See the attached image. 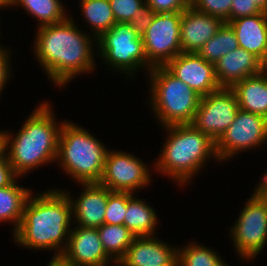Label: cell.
<instances>
[{"label": "cell", "mask_w": 267, "mask_h": 266, "mask_svg": "<svg viewBox=\"0 0 267 266\" xmlns=\"http://www.w3.org/2000/svg\"><path fill=\"white\" fill-rule=\"evenodd\" d=\"M35 30L31 51L55 88H66L75 78L98 69L97 39L77 25L71 12L64 21Z\"/></svg>", "instance_id": "cell-1"}, {"label": "cell", "mask_w": 267, "mask_h": 266, "mask_svg": "<svg viewBox=\"0 0 267 266\" xmlns=\"http://www.w3.org/2000/svg\"><path fill=\"white\" fill-rule=\"evenodd\" d=\"M39 192L29 195L20 225L10 234L11 241L19 248L51 252V259H59L73 227L72 204L60 187Z\"/></svg>", "instance_id": "cell-2"}, {"label": "cell", "mask_w": 267, "mask_h": 266, "mask_svg": "<svg viewBox=\"0 0 267 266\" xmlns=\"http://www.w3.org/2000/svg\"><path fill=\"white\" fill-rule=\"evenodd\" d=\"M42 101L27 116L20 129L14 132L10 129L6 131V128L4 130L6 155L18 177L24 178L33 170L56 164L64 121L56 118L51 99Z\"/></svg>", "instance_id": "cell-3"}, {"label": "cell", "mask_w": 267, "mask_h": 266, "mask_svg": "<svg viewBox=\"0 0 267 266\" xmlns=\"http://www.w3.org/2000/svg\"><path fill=\"white\" fill-rule=\"evenodd\" d=\"M160 128L166 135L159 154H156L158 157L153 160V169L157 175L172 181L177 188H188L196 175L204 172L212 160L216 165L222 164L217 156L216 142L192 124Z\"/></svg>", "instance_id": "cell-4"}, {"label": "cell", "mask_w": 267, "mask_h": 266, "mask_svg": "<svg viewBox=\"0 0 267 266\" xmlns=\"http://www.w3.org/2000/svg\"><path fill=\"white\" fill-rule=\"evenodd\" d=\"M87 128L64 119L61 127L56 166L75 184L98 183L110 147ZM70 177V178H69Z\"/></svg>", "instance_id": "cell-5"}, {"label": "cell", "mask_w": 267, "mask_h": 266, "mask_svg": "<svg viewBox=\"0 0 267 266\" xmlns=\"http://www.w3.org/2000/svg\"><path fill=\"white\" fill-rule=\"evenodd\" d=\"M147 104L157 125L191 124L201 96L174 76L165 66L153 67L147 74Z\"/></svg>", "instance_id": "cell-6"}, {"label": "cell", "mask_w": 267, "mask_h": 266, "mask_svg": "<svg viewBox=\"0 0 267 266\" xmlns=\"http://www.w3.org/2000/svg\"><path fill=\"white\" fill-rule=\"evenodd\" d=\"M97 58L112 75H125L127 80L135 79L139 72L147 74L143 38L129 23L116 22L97 39Z\"/></svg>", "instance_id": "cell-7"}, {"label": "cell", "mask_w": 267, "mask_h": 266, "mask_svg": "<svg viewBox=\"0 0 267 266\" xmlns=\"http://www.w3.org/2000/svg\"><path fill=\"white\" fill-rule=\"evenodd\" d=\"M240 208L236 221L230 225L231 239L237 260L251 264L267 245V205L253 191Z\"/></svg>", "instance_id": "cell-8"}, {"label": "cell", "mask_w": 267, "mask_h": 266, "mask_svg": "<svg viewBox=\"0 0 267 266\" xmlns=\"http://www.w3.org/2000/svg\"><path fill=\"white\" fill-rule=\"evenodd\" d=\"M146 163L134 153L109 148L104 164L100 185L110 191L139 193L146 190L154 181V166ZM147 187V188H146ZM145 188V189H144Z\"/></svg>", "instance_id": "cell-9"}, {"label": "cell", "mask_w": 267, "mask_h": 266, "mask_svg": "<svg viewBox=\"0 0 267 266\" xmlns=\"http://www.w3.org/2000/svg\"><path fill=\"white\" fill-rule=\"evenodd\" d=\"M267 146V118L239 108L233 123L216 141L217 156L222 163L236 159L238 154Z\"/></svg>", "instance_id": "cell-10"}, {"label": "cell", "mask_w": 267, "mask_h": 266, "mask_svg": "<svg viewBox=\"0 0 267 266\" xmlns=\"http://www.w3.org/2000/svg\"><path fill=\"white\" fill-rule=\"evenodd\" d=\"M182 12L155 13L153 21L142 35L147 57V73L156 66H165L182 53L180 19Z\"/></svg>", "instance_id": "cell-11"}, {"label": "cell", "mask_w": 267, "mask_h": 266, "mask_svg": "<svg viewBox=\"0 0 267 266\" xmlns=\"http://www.w3.org/2000/svg\"><path fill=\"white\" fill-rule=\"evenodd\" d=\"M238 110L234 92L230 88H221L201 97L191 124L216 142L233 123Z\"/></svg>", "instance_id": "cell-12"}, {"label": "cell", "mask_w": 267, "mask_h": 266, "mask_svg": "<svg viewBox=\"0 0 267 266\" xmlns=\"http://www.w3.org/2000/svg\"><path fill=\"white\" fill-rule=\"evenodd\" d=\"M59 259L70 266H117L104 251L97 228L77 225H73Z\"/></svg>", "instance_id": "cell-13"}, {"label": "cell", "mask_w": 267, "mask_h": 266, "mask_svg": "<svg viewBox=\"0 0 267 266\" xmlns=\"http://www.w3.org/2000/svg\"><path fill=\"white\" fill-rule=\"evenodd\" d=\"M165 67L201 97L221 89L216 79L215 64L197 53H180Z\"/></svg>", "instance_id": "cell-14"}, {"label": "cell", "mask_w": 267, "mask_h": 266, "mask_svg": "<svg viewBox=\"0 0 267 266\" xmlns=\"http://www.w3.org/2000/svg\"><path fill=\"white\" fill-rule=\"evenodd\" d=\"M177 261L176 244L166 242L158 235L135 236L117 266H177Z\"/></svg>", "instance_id": "cell-15"}, {"label": "cell", "mask_w": 267, "mask_h": 266, "mask_svg": "<svg viewBox=\"0 0 267 266\" xmlns=\"http://www.w3.org/2000/svg\"><path fill=\"white\" fill-rule=\"evenodd\" d=\"M77 185H81L78 196H74L69 189L61 188L70 198L73 224L84 228H99L104 224L108 194L111 191L99 183H77Z\"/></svg>", "instance_id": "cell-16"}, {"label": "cell", "mask_w": 267, "mask_h": 266, "mask_svg": "<svg viewBox=\"0 0 267 266\" xmlns=\"http://www.w3.org/2000/svg\"><path fill=\"white\" fill-rule=\"evenodd\" d=\"M223 21L187 7L180 19V46L182 53H197L223 25Z\"/></svg>", "instance_id": "cell-17"}, {"label": "cell", "mask_w": 267, "mask_h": 266, "mask_svg": "<svg viewBox=\"0 0 267 266\" xmlns=\"http://www.w3.org/2000/svg\"><path fill=\"white\" fill-rule=\"evenodd\" d=\"M216 79L221 88H231L235 83L261 73L259 58L238 47L215 63Z\"/></svg>", "instance_id": "cell-18"}, {"label": "cell", "mask_w": 267, "mask_h": 266, "mask_svg": "<svg viewBox=\"0 0 267 266\" xmlns=\"http://www.w3.org/2000/svg\"><path fill=\"white\" fill-rule=\"evenodd\" d=\"M227 23L234 30L239 47L260 59L267 45V12L241 17Z\"/></svg>", "instance_id": "cell-19"}, {"label": "cell", "mask_w": 267, "mask_h": 266, "mask_svg": "<svg viewBox=\"0 0 267 266\" xmlns=\"http://www.w3.org/2000/svg\"><path fill=\"white\" fill-rule=\"evenodd\" d=\"M239 108L267 118V74L259 73L235 83L230 88Z\"/></svg>", "instance_id": "cell-20"}, {"label": "cell", "mask_w": 267, "mask_h": 266, "mask_svg": "<svg viewBox=\"0 0 267 266\" xmlns=\"http://www.w3.org/2000/svg\"><path fill=\"white\" fill-rule=\"evenodd\" d=\"M137 195V196H136ZM138 193L128 192L127 212L124 217V225L135 236H153L161 228V222L154 206L143 198H138ZM160 223V224H159Z\"/></svg>", "instance_id": "cell-21"}, {"label": "cell", "mask_w": 267, "mask_h": 266, "mask_svg": "<svg viewBox=\"0 0 267 266\" xmlns=\"http://www.w3.org/2000/svg\"><path fill=\"white\" fill-rule=\"evenodd\" d=\"M63 0H8V8H16L33 18L37 24L35 28L52 25L64 21L70 16V11ZM15 7V8H14ZM20 7V8H19ZM67 7V8H66Z\"/></svg>", "instance_id": "cell-22"}, {"label": "cell", "mask_w": 267, "mask_h": 266, "mask_svg": "<svg viewBox=\"0 0 267 266\" xmlns=\"http://www.w3.org/2000/svg\"><path fill=\"white\" fill-rule=\"evenodd\" d=\"M23 177H17L9 186L0 188V224L9 223L11 234L18 228L23 216L24 205L33 192L30 187L19 184Z\"/></svg>", "instance_id": "cell-23"}, {"label": "cell", "mask_w": 267, "mask_h": 266, "mask_svg": "<svg viewBox=\"0 0 267 266\" xmlns=\"http://www.w3.org/2000/svg\"><path fill=\"white\" fill-rule=\"evenodd\" d=\"M80 18L90 32L98 39L116 23L109 0H79Z\"/></svg>", "instance_id": "cell-24"}, {"label": "cell", "mask_w": 267, "mask_h": 266, "mask_svg": "<svg viewBox=\"0 0 267 266\" xmlns=\"http://www.w3.org/2000/svg\"><path fill=\"white\" fill-rule=\"evenodd\" d=\"M190 241L183 246L178 245L177 266H229L216 248L212 249L200 241Z\"/></svg>", "instance_id": "cell-25"}, {"label": "cell", "mask_w": 267, "mask_h": 266, "mask_svg": "<svg viewBox=\"0 0 267 266\" xmlns=\"http://www.w3.org/2000/svg\"><path fill=\"white\" fill-rule=\"evenodd\" d=\"M106 254L116 263L125 256L135 235L125 225L103 224L97 228Z\"/></svg>", "instance_id": "cell-26"}, {"label": "cell", "mask_w": 267, "mask_h": 266, "mask_svg": "<svg viewBox=\"0 0 267 266\" xmlns=\"http://www.w3.org/2000/svg\"><path fill=\"white\" fill-rule=\"evenodd\" d=\"M238 47L234 30L224 22L217 33L198 50L197 54L207 62L215 64L222 56Z\"/></svg>", "instance_id": "cell-27"}, {"label": "cell", "mask_w": 267, "mask_h": 266, "mask_svg": "<svg viewBox=\"0 0 267 266\" xmlns=\"http://www.w3.org/2000/svg\"><path fill=\"white\" fill-rule=\"evenodd\" d=\"M128 192L111 191L108 194L104 223L124 225L127 212Z\"/></svg>", "instance_id": "cell-28"}, {"label": "cell", "mask_w": 267, "mask_h": 266, "mask_svg": "<svg viewBox=\"0 0 267 266\" xmlns=\"http://www.w3.org/2000/svg\"><path fill=\"white\" fill-rule=\"evenodd\" d=\"M190 6L199 12L218 17L223 22H230L232 0H190Z\"/></svg>", "instance_id": "cell-29"}, {"label": "cell", "mask_w": 267, "mask_h": 266, "mask_svg": "<svg viewBox=\"0 0 267 266\" xmlns=\"http://www.w3.org/2000/svg\"><path fill=\"white\" fill-rule=\"evenodd\" d=\"M116 22L128 23L145 0H109Z\"/></svg>", "instance_id": "cell-30"}, {"label": "cell", "mask_w": 267, "mask_h": 266, "mask_svg": "<svg viewBox=\"0 0 267 266\" xmlns=\"http://www.w3.org/2000/svg\"><path fill=\"white\" fill-rule=\"evenodd\" d=\"M15 51L12 47H8L4 44L0 45V98L4 93V89L11 82V78L13 77L12 71V63H13V52ZM12 52V53H11Z\"/></svg>", "instance_id": "cell-31"}, {"label": "cell", "mask_w": 267, "mask_h": 266, "mask_svg": "<svg viewBox=\"0 0 267 266\" xmlns=\"http://www.w3.org/2000/svg\"><path fill=\"white\" fill-rule=\"evenodd\" d=\"M155 13L156 12L147 3H145L140 9L136 10L134 16L128 23L140 36H142L151 25Z\"/></svg>", "instance_id": "cell-32"}, {"label": "cell", "mask_w": 267, "mask_h": 266, "mask_svg": "<svg viewBox=\"0 0 267 266\" xmlns=\"http://www.w3.org/2000/svg\"><path fill=\"white\" fill-rule=\"evenodd\" d=\"M156 13L183 12L190 6V0H145Z\"/></svg>", "instance_id": "cell-33"}, {"label": "cell", "mask_w": 267, "mask_h": 266, "mask_svg": "<svg viewBox=\"0 0 267 266\" xmlns=\"http://www.w3.org/2000/svg\"><path fill=\"white\" fill-rule=\"evenodd\" d=\"M263 12L254 0H232L230 9V21L245 16H251Z\"/></svg>", "instance_id": "cell-34"}, {"label": "cell", "mask_w": 267, "mask_h": 266, "mask_svg": "<svg viewBox=\"0 0 267 266\" xmlns=\"http://www.w3.org/2000/svg\"><path fill=\"white\" fill-rule=\"evenodd\" d=\"M18 176L13 172L7 155L0 160V188L9 186Z\"/></svg>", "instance_id": "cell-35"}, {"label": "cell", "mask_w": 267, "mask_h": 266, "mask_svg": "<svg viewBox=\"0 0 267 266\" xmlns=\"http://www.w3.org/2000/svg\"><path fill=\"white\" fill-rule=\"evenodd\" d=\"M253 191L267 205V180H258L253 186Z\"/></svg>", "instance_id": "cell-36"}, {"label": "cell", "mask_w": 267, "mask_h": 266, "mask_svg": "<svg viewBox=\"0 0 267 266\" xmlns=\"http://www.w3.org/2000/svg\"><path fill=\"white\" fill-rule=\"evenodd\" d=\"M6 155V137L4 129H0V160Z\"/></svg>", "instance_id": "cell-37"}, {"label": "cell", "mask_w": 267, "mask_h": 266, "mask_svg": "<svg viewBox=\"0 0 267 266\" xmlns=\"http://www.w3.org/2000/svg\"><path fill=\"white\" fill-rule=\"evenodd\" d=\"M260 66H261V73H266L267 74V45L264 49V52L259 59Z\"/></svg>", "instance_id": "cell-38"}, {"label": "cell", "mask_w": 267, "mask_h": 266, "mask_svg": "<svg viewBox=\"0 0 267 266\" xmlns=\"http://www.w3.org/2000/svg\"><path fill=\"white\" fill-rule=\"evenodd\" d=\"M45 266H70L63 263L60 259H51L49 260L48 264Z\"/></svg>", "instance_id": "cell-39"}, {"label": "cell", "mask_w": 267, "mask_h": 266, "mask_svg": "<svg viewBox=\"0 0 267 266\" xmlns=\"http://www.w3.org/2000/svg\"><path fill=\"white\" fill-rule=\"evenodd\" d=\"M256 5L264 12H267V0H254Z\"/></svg>", "instance_id": "cell-40"}, {"label": "cell", "mask_w": 267, "mask_h": 266, "mask_svg": "<svg viewBox=\"0 0 267 266\" xmlns=\"http://www.w3.org/2000/svg\"><path fill=\"white\" fill-rule=\"evenodd\" d=\"M7 8H8V0H0V9H2V11L4 12L5 11L4 9L8 11Z\"/></svg>", "instance_id": "cell-41"}, {"label": "cell", "mask_w": 267, "mask_h": 266, "mask_svg": "<svg viewBox=\"0 0 267 266\" xmlns=\"http://www.w3.org/2000/svg\"><path fill=\"white\" fill-rule=\"evenodd\" d=\"M258 180H267V170L264 173H262L261 177L258 178Z\"/></svg>", "instance_id": "cell-42"}, {"label": "cell", "mask_w": 267, "mask_h": 266, "mask_svg": "<svg viewBox=\"0 0 267 266\" xmlns=\"http://www.w3.org/2000/svg\"><path fill=\"white\" fill-rule=\"evenodd\" d=\"M0 15H1V12H0ZM1 17V16H0ZM0 24H1V18H0ZM0 28H2L1 26H0ZM2 30L0 29V39H1V37H2V32H1ZM0 45H2V43H1V40H0Z\"/></svg>", "instance_id": "cell-43"}]
</instances>
